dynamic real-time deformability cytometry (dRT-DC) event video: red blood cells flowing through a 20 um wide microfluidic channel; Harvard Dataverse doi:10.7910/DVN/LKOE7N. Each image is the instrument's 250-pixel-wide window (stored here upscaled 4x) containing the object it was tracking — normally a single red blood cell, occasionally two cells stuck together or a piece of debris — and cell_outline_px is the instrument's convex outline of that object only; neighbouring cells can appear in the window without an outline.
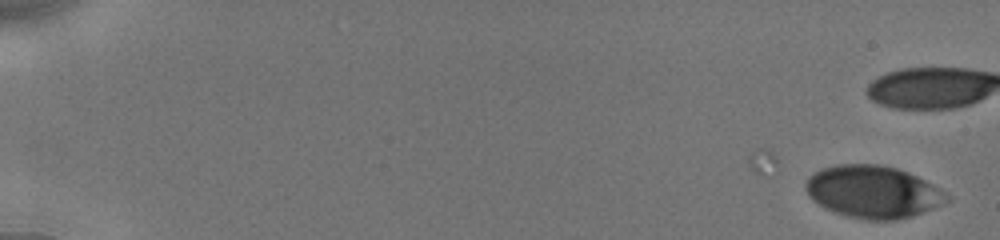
{"species": "human", "species_latin": "Homo sapiens", "temperature_condition": "cold", "stored_images_in_passage": 19, "camera_frame_rate_fps": 3000, "um_per_image_px": 0.085, "donor": {"sex": "male"}, "frame": {"image": 1, "passage_image": 1, "time_ms": 0.0, "image_size_px": [1000, 240], "cell_outline_px": [[952, 196], [944, 204], [896, 220], [864, 220], [848, 216], [824, 208], [812, 200], [808, 196], [804, 188], [804, 184], [808, 176], [824, 168], [836, 164], [880, 164], [896, 168], [908, 172], [940, 188]], "centroid_in_image_um": [74.18, 16.3], "position_along_channel_um": 10.8, "area_um2": 43.06}}